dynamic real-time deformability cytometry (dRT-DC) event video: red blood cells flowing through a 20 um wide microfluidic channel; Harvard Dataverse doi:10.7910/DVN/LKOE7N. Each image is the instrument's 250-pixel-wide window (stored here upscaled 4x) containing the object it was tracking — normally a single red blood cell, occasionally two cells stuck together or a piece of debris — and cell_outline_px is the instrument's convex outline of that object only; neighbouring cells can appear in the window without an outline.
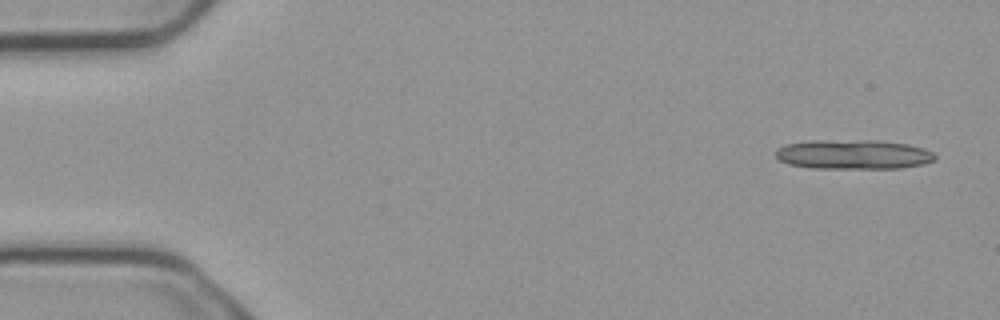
{"species": "common noctule bat (a hibernating species)", "species_latin": "Nyctalus noctula", "temperature_condition": "cold", "stored_images_in_passage": 3, "camera_frame_rate_fps": 3000, "um_per_image_px": 0.085, "animal": {"sex": "male", "body_mass_g": 23.1, "forearm_length_mm": 52.7}, "frame": {"image": 1, "passage_image": 1, "time_ms": 0.0, "image_size_px": [1000, 320], "cell_outline_px": [[936, 160], [924, 164], [900, 168], [812, 168], [788, 164], [780, 160], [776, 156], [776, 148], [784, 144], [812, 140], [876, 140], [908, 144], [924, 148], [932, 152], [936, 156]], "centroid_in_image_um": [72.53, 13.12], "position_along_channel_um": 12.5, "area_um2": 27.63}}